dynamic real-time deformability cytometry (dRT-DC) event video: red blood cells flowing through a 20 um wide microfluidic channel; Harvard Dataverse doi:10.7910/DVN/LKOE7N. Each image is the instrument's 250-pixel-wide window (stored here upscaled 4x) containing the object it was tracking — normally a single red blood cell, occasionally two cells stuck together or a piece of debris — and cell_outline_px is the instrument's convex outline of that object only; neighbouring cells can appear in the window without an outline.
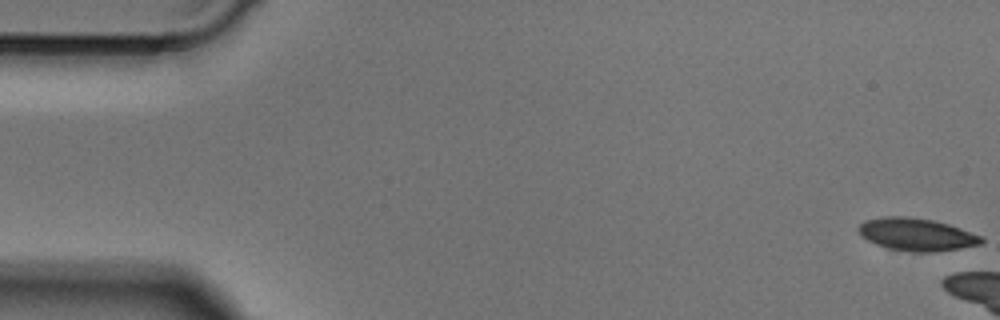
{"species": "Egyptian fruit bat (a non-hibernating species)", "species_latin": "Rousettus aegyptiacus", "temperature_condition": "cold", "stored_images_in_passage": 6, "camera_frame_rate_fps": 3000, "um_per_image_px": 0.085, "animal": {"sex": "male"}, "frame": {"image": 1, "passage_image": 1, "time_ms": 0.0, "image_size_px": [1000, 320], "cell_outline_px": [[984, 240], [980, 244], [960, 248], [932, 252], [912, 252], [892, 248], [876, 244], [868, 240], [856, 228], [864, 220], [884, 216], [908, 216], [932, 220], [948, 224], [960, 228], [980, 236]], "centroid_in_image_um": [77.89, 19.91], "position_along_channel_um": 7.1, "area_um2": 23.0}}